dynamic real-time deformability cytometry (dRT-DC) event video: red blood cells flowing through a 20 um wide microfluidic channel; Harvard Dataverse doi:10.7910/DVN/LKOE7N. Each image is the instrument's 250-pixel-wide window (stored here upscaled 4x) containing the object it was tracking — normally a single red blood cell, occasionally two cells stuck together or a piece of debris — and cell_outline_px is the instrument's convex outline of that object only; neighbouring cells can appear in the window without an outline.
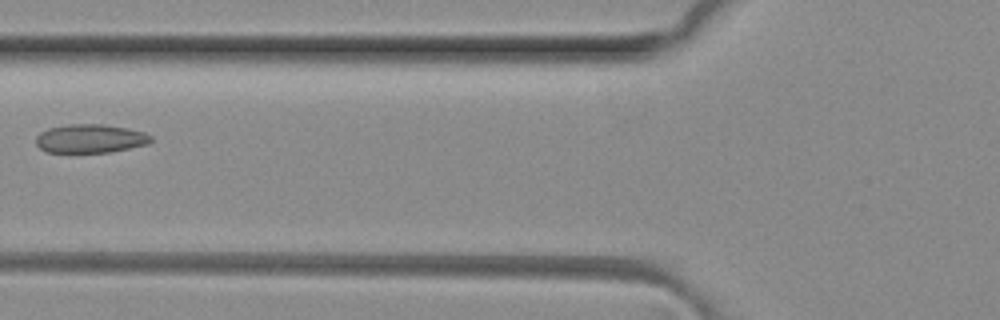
{"species": "common noctule bat (a hibernating species)", "species_latin": "Nyctalus noctula", "temperature_condition": "room temperature", "stored_images_in_passage": 4, "camera_frame_rate_fps": 3000, "um_per_image_px": 0.085, "animal": {"sex": "female", "body_mass_g": 29.2, "forearm_length_mm": 56.3}, "frame": {"image": 1, "passage_image": 4, "time_ms": 1.0, "image_size_px": [1000, 320], "cell_outline_px": [[152, 140], [148, 144], [108, 152], [44, 152], [36, 144], [36, 136], [40, 132], [48, 128], [68, 124], [104, 124], [144, 132], [152, 136]], "centroid_in_image_um": [7.64, 11.77], "position_along_channel_um": 118.2, "area_um2": 19.13}}